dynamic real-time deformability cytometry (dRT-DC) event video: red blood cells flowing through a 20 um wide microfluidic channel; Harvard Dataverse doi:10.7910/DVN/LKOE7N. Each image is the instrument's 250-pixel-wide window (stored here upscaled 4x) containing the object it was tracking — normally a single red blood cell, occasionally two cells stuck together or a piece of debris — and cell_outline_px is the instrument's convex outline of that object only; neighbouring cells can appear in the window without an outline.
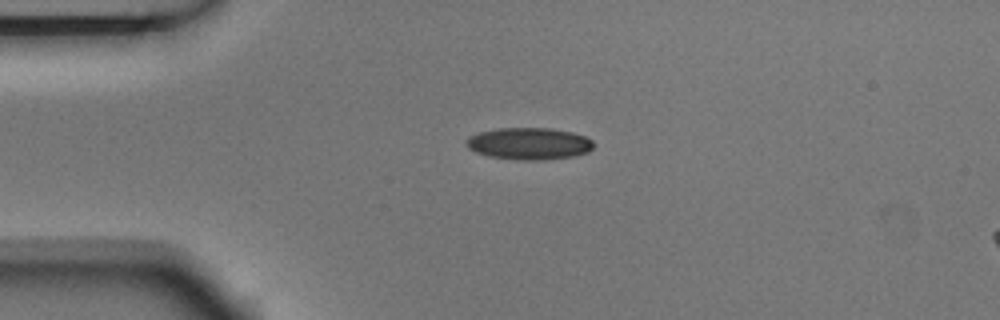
{"species": "Egyptian fruit bat (a non-hibernating species)", "species_latin": "Rousettus aegyptiacus", "temperature_condition": "room temperature", "stored_images_in_passage": 5, "camera_frame_rate_fps": 3000, "um_per_image_px": 0.085, "animal": {"sex": "male"}, "frame": {"image": 1, "passage_image": 1, "time_ms": 0.0, "image_size_px": [1000, 320], "cell_outline_px": [[592, 148], [588, 152], [572, 156], [540, 160], [528, 160], [492, 156], [476, 152], [468, 148], [464, 144], [468, 136], [480, 132], [496, 128], [552, 128], [572, 132], [584, 136], [592, 140]], "centroid_in_image_um": [44.95, 12.19], "position_along_channel_um": 40.1, "area_um2": 23.47}}
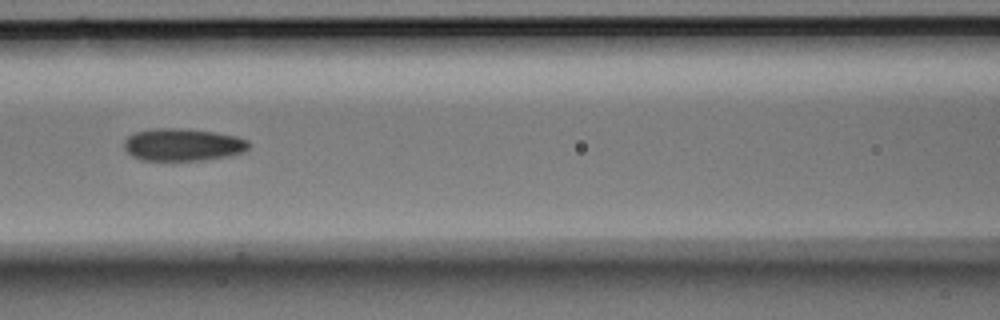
{"frame": {"image": 2, "passage_image": 4, "time_ms": 1.0, "image_size_px": [1000, 320], "cell_outline_px": [[248, 148], [244, 152], [228, 156], [204, 160], [140, 160], [132, 156], [124, 148], [124, 140], [128, 136], [136, 132], [152, 128], [180, 128], [216, 132], [236, 136], [248, 140]], "centroid_in_image_um": [15.53, 12.29], "position_along_channel_um": 151.1, "area_um2": 23.64}}
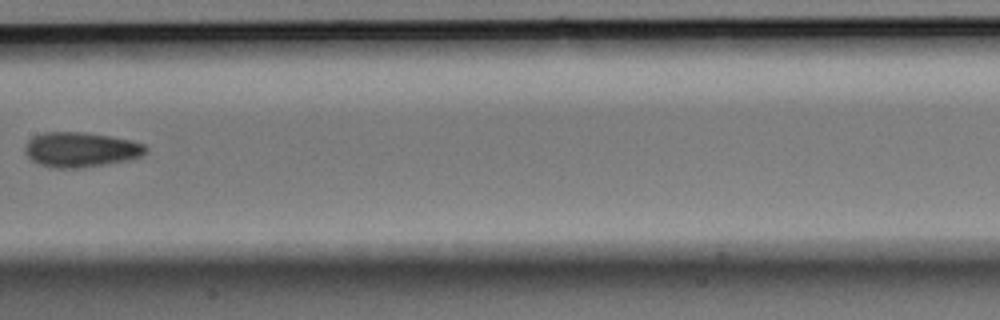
{"frame": {"image": 3, "passage_image": 5, "time_ms": 1.333, "image_size_px": [1000, 320], "cell_outline_px": [[148, 152], [140, 156], [128, 160], [104, 164], [76, 168], [52, 168], [40, 164], [32, 160], [24, 152], [24, 148], [28, 140], [32, 136], [44, 132], [84, 132], [132, 140], [144, 144], [148, 148]], "centroid_in_image_um": [6.85, 12.71], "position_along_channel_um": 200.5, "area_um2": 24.57}}